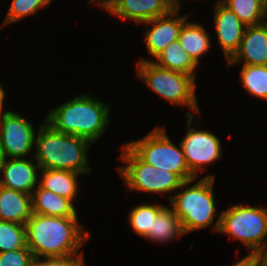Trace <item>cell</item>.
Returning <instances> with one entry per match:
<instances>
[{"label":"cell","instance_id":"d4e9b609","mask_svg":"<svg viewBox=\"0 0 267 266\" xmlns=\"http://www.w3.org/2000/svg\"><path fill=\"white\" fill-rule=\"evenodd\" d=\"M162 204H144L133 208L129 214V222L133 230L140 236L146 237L152 230L153 219L164 208Z\"/></svg>","mask_w":267,"mask_h":266},{"label":"cell","instance_id":"7a4b0ae2","mask_svg":"<svg viewBox=\"0 0 267 266\" xmlns=\"http://www.w3.org/2000/svg\"><path fill=\"white\" fill-rule=\"evenodd\" d=\"M45 122L57 132L82 137L93 144L108 127L109 105L84 93L49 110Z\"/></svg>","mask_w":267,"mask_h":266},{"label":"cell","instance_id":"3957f363","mask_svg":"<svg viewBox=\"0 0 267 266\" xmlns=\"http://www.w3.org/2000/svg\"><path fill=\"white\" fill-rule=\"evenodd\" d=\"M89 140L55 131L45 122L35 137L36 158L41 169H58L79 174L90 173L87 150Z\"/></svg>","mask_w":267,"mask_h":266},{"label":"cell","instance_id":"9c48e42d","mask_svg":"<svg viewBox=\"0 0 267 266\" xmlns=\"http://www.w3.org/2000/svg\"><path fill=\"white\" fill-rule=\"evenodd\" d=\"M194 113L188 112L187 134L180 142L186 163L191 171V174L198 178V171L205 169L204 165L214 163L221 157V143L218 137L211 132L204 130H196L191 127Z\"/></svg>","mask_w":267,"mask_h":266},{"label":"cell","instance_id":"5bb4252c","mask_svg":"<svg viewBox=\"0 0 267 266\" xmlns=\"http://www.w3.org/2000/svg\"><path fill=\"white\" fill-rule=\"evenodd\" d=\"M173 8L169 0H117L107 11L138 24L166 15Z\"/></svg>","mask_w":267,"mask_h":266},{"label":"cell","instance_id":"277c9868","mask_svg":"<svg viewBox=\"0 0 267 266\" xmlns=\"http://www.w3.org/2000/svg\"><path fill=\"white\" fill-rule=\"evenodd\" d=\"M213 228L237 238L255 255L267 244V208L234 205L222 211Z\"/></svg>","mask_w":267,"mask_h":266},{"label":"cell","instance_id":"cb8c5ba5","mask_svg":"<svg viewBox=\"0 0 267 266\" xmlns=\"http://www.w3.org/2000/svg\"><path fill=\"white\" fill-rule=\"evenodd\" d=\"M27 247L26 226L0 221V253Z\"/></svg>","mask_w":267,"mask_h":266},{"label":"cell","instance_id":"ac0fdd59","mask_svg":"<svg viewBox=\"0 0 267 266\" xmlns=\"http://www.w3.org/2000/svg\"><path fill=\"white\" fill-rule=\"evenodd\" d=\"M42 178L39 186L73 202L77 196L79 173L58 169H40Z\"/></svg>","mask_w":267,"mask_h":266},{"label":"cell","instance_id":"8992f818","mask_svg":"<svg viewBox=\"0 0 267 266\" xmlns=\"http://www.w3.org/2000/svg\"><path fill=\"white\" fill-rule=\"evenodd\" d=\"M138 77L156 94L176 105H187L199 113L195 77L160 67L155 61L142 58L137 63Z\"/></svg>","mask_w":267,"mask_h":266},{"label":"cell","instance_id":"30bf717a","mask_svg":"<svg viewBox=\"0 0 267 266\" xmlns=\"http://www.w3.org/2000/svg\"><path fill=\"white\" fill-rule=\"evenodd\" d=\"M33 125L17 112H11L0 117V143L4 157L22 158L31 152L35 143Z\"/></svg>","mask_w":267,"mask_h":266},{"label":"cell","instance_id":"1f68e13d","mask_svg":"<svg viewBox=\"0 0 267 266\" xmlns=\"http://www.w3.org/2000/svg\"><path fill=\"white\" fill-rule=\"evenodd\" d=\"M117 0H101L98 1L99 6L108 10Z\"/></svg>","mask_w":267,"mask_h":266},{"label":"cell","instance_id":"f1b7e54d","mask_svg":"<svg viewBox=\"0 0 267 266\" xmlns=\"http://www.w3.org/2000/svg\"><path fill=\"white\" fill-rule=\"evenodd\" d=\"M233 266H258V263L255 255L249 254L245 258L241 259L239 262H236Z\"/></svg>","mask_w":267,"mask_h":266},{"label":"cell","instance_id":"e575fe53","mask_svg":"<svg viewBox=\"0 0 267 266\" xmlns=\"http://www.w3.org/2000/svg\"><path fill=\"white\" fill-rule=\"evenodd\" d=\"M264 23L267 25V1H265V18Z\"/></svg>","mask_w":267,"mask_h":266},{"label":"cell","instance_id":"d6a6232c","mask_svg":"<svg viewBox=\"0 0 267 266\" xmlns=\"http://www.w3.org/2000/svg\"><path fill=\"white\" fill-rule=\"evenodd\" d=\"M5 157H4V153H3V150H2V145L0 143V165L3 163Z\"/></svg>","mask_w":267,"mask_h":266},{"label":"cell","instance_id":"2e32d148","mask_svg":"<svg viewBox=\"0 0 267 266\" xmlns=\"http://www.w3.org/2000/svg\"><path fill=\"white\" fill-rule=\"evenodd\" d=\"M31 216V195L0 185V221L25 225Z\"/></svg>","mask_w":267,"mask_h":266},{"label":"cell","instance_id":"ba28073f","mask_svg":"<svg viewBox=\"0 0 267 266\" xmlns=\"http://www.w3.org/2000/svg\"><path fill=\"white\" fill-rule=\"evenodd\" d=\"M123 146L121 157L128 165L120 168L119 172L130 190L167 193L188 186L197 179L182 181L175 173L146 164L126 144Z\"/></svg>","mask_w":267,"mask_h":266},{"label":"cell","instance_id":"8fae6325","mask_svg":"<svg viewBox=\"0 0 267 266\" xmlns=\"http://www.w3.org/2000/svg\"><path fill=\"white\" fill-rule=\"evenodd\" d=\"M178 11L179 7H175L166 15L144 22L148 24V30L144 34L145 44L152 57L156 58L171 42L178 40L181 28L188 17L187 14L176 17ZM150 26L152 28H149Z\"/></svg>","mask_w":267,"mask_h":266},{"label":"cell","instance_id":"4316f807","mask_svg":"<svg viewBox=\"0 0 267 266\" xmlns=\"http://www.w3.org/2000/svg\"><path fill=\"white\" fill-rule=\"evenodd\" d=\"M32 251L28 248H21L14 251L0 253V266H32Z\"/></svg>","mask_w":267,"mask_h":266},{"label":"cell","instance_id":"5b68a950","mask_svg":"<svg viewBox=\"0 0 267 266\" xmlns=\"http://www.w3.org/2000/svg\"><path fill=\"white\" fill-rule=\"evenodd\" d=\"M214 178V175H207L195 185L170 197V205L185 234L213 224L216 211L213 196Z\"/></svg>","mask_w":267,"mask_h":266},{"label":"cell","instance_id":"7402d4cb","mask_svg":"<svg viewBox=\"0 0 267 266\" xmlns=\"http://www.w3.org/2000/svg\"><path fill=\"white\" fill-rule=\"evenodd\" d=\"M228 7L246 26L264 23V0H220Z\"/></svg>","mask_w":267,"mask_h":266},{"label":"cell","instance_id":"7c38bea8","mask_svg":"<svg viewBox=\"0 0 267 266\" xmlns=\"http://www.w3.org/2000/svg\"><path fill=\"white\" fill-rule=\"evenodd\" d=\"M214 12L218 43L228 62L238 51L247 26L221 1L216 2Z\"/></svg>","mask_w":267,"mask_h":266},{"label":"cell","instance_id":"d6986e66","mask_svg":"<svg viewBox=\"0 0 267 266\" xmlns=\"http://www.w3.org/2000/svg\"><path fill=\"white\" fill-rule=\"evenodd\" d=\"M155 63L160 67L171 71L191 75L196 78L194 72L198 64L184 50L179 40L171 42L157 57Z\"/></svg>","mask_w":267,"mask_h":266},{"label":"cell","instance_id":"83f0119b","mask_svg":"<svg viewBox=\"0 0 267 266\" xmlns=\"http://www.w3.org/2000/svg\"><path fill=\"white\" fill-rule=\"evenodd\" d=\"M83 253L72 254L60 257H45V261H40V257H34L32 266H85Z\"/></svg>","mask_w":267,"mask_h":266},{"label":"cell","instance_id":"52a82bcc","mask_svg":"<svg viewBox=\"0 0 267 266\" xmlns=\"http://www.w3.org/2000/svg\"><path fill=\"white\" fill-rule=\"evenodd\" d=\"M143 162L175 173L182 181L192 180L182 146L178 148L168 138L164 128L156 127L143 139L126 144Z\"/></svg>","mask_w":267,"mask_h":266},{"label":"cell","instance_id":"44dd1931","mask_svg":"<svg viewBox=\"0 0 267 266\" xmlns=\"http://www.w3.org/2000/svg\"><path fill=\"white\" fill-rule=\"evenodd\" d=\"M178 40L197 64H199V57L211 48L210 38L205 28L194 22L183 24Z\"/></svg>","mask_w":267,"mask_h":266},{"label":"cell","instance_id":"6da1fadb","mask_svg":"<svg viewBox=\"0 0 267 266\" xmlns=\"http://www.w3.org/2000/svg\"><path fill=\"white\" fill-rule=\"evenodd\" d=\"M77 217H54L32 213L26 222L27 247L34 257H60L77 254L90 233Z\"/></svg>","mask_w":267,"mask_h":266},{"label":"cell","instance_id":"e0dca14e","mask_svg":"<svg viewBox=\"0 0 267 266\" xmlns=\"http://www.w3.org/2000/svg\"><path fill=\"white\" fill-rule=\"evenodd\" d=\"M32 213L54 217H77L73 202L39 185L33 190Z\"/></svg>","mask_w":267,"mask_h":266},{"label":"cell","instance_id":"9a60e30c","mask_svg":"<svg viewBox=\"0 0 267 266\" xmlns=\"http://www.w3.org/2000/svg\"><path fill=\"white\" fill-rule=\"evenodd\" d=\"M244 61L246 65H267V25L247 26L240 47L228 66Z\"/></svg>","mask_w":267,"mask_h":266},{"label":"cell","instance_id":"4dcf8cb0","mask_svg":"<svg viewBox=\"0 0 267 266\" xmlns=\"http://www.w3.org/2000/svg\"><path fill=\"white\" fill-rule=\"evenodd\" d=\"M4 97H5V92H4L3 87L0 84V117L9 112V111L2 112L3 111V103H4V99H5Z\"/></svg>","mask_w":267,"mask_h":266},{"label":"cell","instance_id":"4fadbf2b","mask_svg":"<svg viewBox=\"0 0 267 266\" xmlns=\"http://www.w3.org/2000/svg\"><path fill=\"white\" fill-rule=\"evenodd\" d=\"M40 170L38 163L34 165L32 160L24 158L4 159L0 165V173H3V179L0 177V185L32 195L38 181L37 170Z\"/></svg>","mask_w":267,"mask_h":266},{"label":"cell","instance_id":"f546056e","mask_svg":"<svg viewBox=\"0 0 267 266\" xmlns=\"http://www.w3.org/2000/svg\"><path fill=\"white\" fill-rule=\"evenodd\" d=\"M267 244L263 246L256 254V260L258 263V266H267Z\"/></svg>","mask_w":267,"mask_h":266},{"label":"cell","instance_id":"484cf974","mask_svg":"<svg viewBox=\"0 0 267 266\" xmlns=\"http://www.w3.org/2000/svg\"><path fill=\"white\" fill-rule=\"evenodd\" d=\"M51 0H12L3 25L13 23L50 5Z\"/></svg>","mask_w":267,"mask_h":266},{"label":"cell","instance_id":"603a6c76","mask_svg":"<svg viewBox=\"0 0 267 266\" xmlns=\"http://www.w3.org/2000/svg\"><path fill=\"white\" fill-rule=\"evenodd\" d=\"M241 83L253 96L267 100V65L243 64Z\"/></svg>","mask_w":267,"mask_h":266},{"label":"cell","instance_id":"836d02e7","mask_svg":"<svg viewBox=\"0 0 267 266\" xmlns=\"http://www.w3.org/2000/svg\"><path fill=\"white\" fill-rule=\"evenodd\" d=\"M175 7H179L180 8V2H178V0H169Z\"/></svg>","mask_w":267,"mask_h":266},{"label":"cell","instance_id":"ffe728a7","mask_svg":"<svg viewBox=\"0 0 267 266\" xmlns=\"http://www.w3.org/2000/svg\"><path fill=\"white\" fill-rule=\"evenodd\" d=\"M184 234L181 222L174 210L165 206L153 219L152 230H149L146 238L157 243L168 242Z\"/></svg>","mask_w":267,"mask_h":266}]
</instances>
